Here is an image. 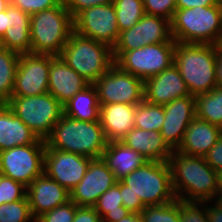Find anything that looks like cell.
Returning a JSON list of instances; mask_svg holds the SVG:
<instances>
[{
    "label": "cell",
    "instance_id": "f1b7e54d",
    "mask_svg": "<svg viewBox=\"0 0 222 222\" xmlns=\"http://www.w3.org/2000/svg\"><path fill=\"white\" fill-rule=\"evenodd\" d=\"M19 54L0 46V103L12 97Z\"/></svg>",
    "mask_w": 222,
    "mask_h": 222
},
{
    "label": "cell",
    "instance_id": "ab89813d",
    "mask_svg": "<svg viewBox=\"0 0 222 222\" xmlns=\"http://www.w3.org/2000/svg\"><path fill=\"white\" fill-rule=\"evenodd\" d=\"M120 195L123 205L131 213L140 214L146 207L138 196L128 190V186L122 180H120Z\"/></svg>",
    "mask_w": 222,
    "mask_h": 222
},
{
    "label": "cell",
    "instance_id": "52a82bcc",
    "mask_svg": "<svg viewBox=\"0 0 222 222\" xmlns=\"http://www.w3.org/2000/svg\"><path fill=\"white\" fill-rule=\"evenodd\" d=\"M121 180L145 206L163 205L177 199L168 162L147 161Z\"/></svg>",
    "mask_w": 222,
    "mask_h": 222
},
{
    "label": "cell",
    "instance_id": "7a4b0ae2",
    "mask_svg": "<svg viewBox=\"0 0 222 222\" xmlns=\"http://www.w3.org/2000/svg\"><path fill=\"white\" fill-rule=\"evenodd\" d=\"M46 148L80 154L91 159L102 158L107 146L100 121L85 122L63 115L45 140Z\"/></svg>",
    "mask_w": 222,
    "mask_h": 222
},
{
    "label": "cell",
    "instance_id": "681fc988",
    "mask_svg": "<svg viewBox=\"0 0 222 222\" xmlns=\"http://www.w3.org/2000/svg\"><path fill=\"white\" fill-rule=\"evenodd\" d=\"M117 222H143L141 215L137 213H130L126 217L122 218Z\"/></svg>",
    "mask_w": 222,
    "mask_h": 222
},
{
    "label": "cell",
    "instance_id": "d4e9b609",
    "mask_svg": "<svg viewBox=\"0 0 222 222\" xmlns=\"http://www.w3.org/2000/svg\"><path fill=\"white\" fill-rule=\"evenodd\" d=\"M102 159L117 180L123 179L148 161L121 141L108 142Z\"/></svg>",
    "mask_w": 222,
    "mask_h": 222
},
{
    "label": "cell",
    "instance_id": "e0dca14e",
    "mask_svg": "<svg viewBox=\"0 0 222 222\" xmlns=\"http://www.w3.org/2000/svg\"><path fill=\"white\" fill-rule=\"evenodd\" d=\"M163 107L165 119L160 134L168 146L176 150L182 142L188 125L196 116L195 96L172 100Z\"/></svg>",
    "mask_w": 222,
    "mask_h": 222
},
{
    "label": "cell",
    "instance_id": "5b68a950",
    "mask_svg": "<svg viewBox=\"0 0 222 222\" xmlns=\"http://www.w3.org/2000/svg\"><path fill=\"white\" fill-rule=\"evenodd\" d=\"M170 24L176 42L217 45L222 33L221 4L176 9Z\"/></svg>",
    "mask_w": 222,
    "mask_h": 222
},
{
    "label": "cell",
    "instance_id": "603a6c76",
    "mask_svg": "<svg viewBox=\"0 0 222 222\" xmlns=\"http://www.w3.org/2000/svg\"><path fill=\"white\" fill-rule=\"evenodd\" d=\"M136 105L125 103L103 104L100 124L108 142L121 141L134 128Z\"/></svg>",
    "mask_w": 222,
    "mask_h": 222
},
{
    "label": "cell",
    "instance_id": "74e56055",
    "mask_svg": "<svg viewBox=\"0 0 222 222\" xmlns=\"http://www.w3.org/2000/svg\"><path fill=\"white\" fill-rule=\"evenodd\" d=\"M145 14L172 20L177 9L176 0H143Z\"/></svg>",
    "mask_w": 222,
    "mask_h": 222
},
{
    "label": "cell",
    "instance_id": "7bdbcfd3",
    "mask_svg": "<svg viewBox=\"0 0 222 222\" xmlns=\"http://www.w3.org/2000/svg\"><path fill=\"white\" fill-rule=\"evenodd\" d=\"M73 222H102L94 207L78 206Z\"/></svg>",
    "mask_w": 222,
    "mask_h": 222
},
{
    "label": "cell",
    "instance_id": "bcb514c9",
    "mask_svg": "<svg viewBox=\"0 0 222 222\" xmlns=\"http://www.w3.org/2000/svg\"><path fill=\"white\" fill-rule=\"evenodd\" d=\"M206 203L207 217L209 222H222V207H220L214 201H207Z\"/></svg>",
    "mask_w": 222,
    "mask_h": 222
},
{
    "label": "cell",
    "instance_id": "7402d4cb",
    "mask_svg": "<svg viewBox=\"0 0 222 222\" xmlns=\"http://www.w3.org/2000/svg\"><path fill=\"white\" fill-rule=\"evenodd\" d=\"M30 144H46L39 139L6 103H0V151Z\"/></svg>",
    "mask_w": 222,
    "mask_h": 222
},
{
    "label": "cell",
    "instance_id": "83f0119b",
    "mask_svg": "<svg viewBox=\"0 0 222 222\" xmlns=\"http://www.w3.org/2000/svg\"><path fill=\"white\" fill-rule=\"evenodd\" d=\"M196 116L222 128V87L195 96Z\"/></svg>",
    "mask_w": 222,
    "mask_h": 222
},
{
    "label": "cell",
    "instance_id": "d6a6232c",
    "mask_svg": "<svg viewBox=\"0 0 222 222\" xmlns=\"http://www.w3.org/2000/svg\"><path fill=\"white\" fill-rule=\"evenodd\" d=\"M140 215L143 222H180L179 199L163 205L146 206Z\"/></svg>",
    "mask_w": 222,
    "mask_h": 222
},
{
    "label": "cell",
    "instance_id": "60d3db41",
    "mask_svg": "<svg viewBox=\"0 0 222 222\" xmlns=\"http://www.w3.org/2000/svg\"><path fill=\"white\" fill-rule=\"evenodd\" d=\"M62 2L74 18L79 12L86 8L110 4L113 0H62Z\"/></svg>",
    "mask_w": 222,
    "mask_h": 222
},
{
    "label": "cell",
    "instance_id": "ac0fdd59",
    "mask_svg": "<svg viewBox=\"0 0 222 222\" xmlns=\"http://www.w3.org/2000/svg\"><path fill=\"white\" fill-rule=\"evenodd\" d=\"M186 96L191 94L174 64L144 81V100L148 103L165 105Z\"/></svg>",
    "mask_w": 222,
    "mask_h": 222
},
{
    "label": "cell",
    "instance_id": "6da1fadb",
    "mask_svg": "<svg viewBox=\"0 0 222 222\" xmlns=\"http://www.w3.org/2000/svg\"><path fill=\"white\" fill-rule=\"evenodd\" d=\"M168 163L177 199L197 202L215 200L220 190V175L205 161V157L173 150Z\"/></svg>",
    "mask_w": 222,
    "mask_h": 222
},
{
    "label": "cell",
    "instance_id": "8992f818",
    "mask_svg": "<svg viewBox=\"0 0 222 222\" xmlns=\"http://www.w3.org/2000/svg\"><path fill=\"white\" fill-rule=\"evenodd\" d=\"M60 57L90 84H94L114 64L112 48L73 32Z\"/></svg>",
    "mask_w": 222,
    "mask_h": 222
},
{
    "label": "cell",
    "instance_id": "9a60e30c",
    "mask_svg": "<svg viewBox=\"0 0 222 222\" xmlns=\"http://www.w3.org/2000/svg\"><path fill=\"white\" fill-rule=\"evenodd\" d=\"M92 160L80 154L46 148L44 173L70 192L81 182Z\"/></svg>",
    "mask_w": 222,
    "mask_h": 222
},
{
    "label": "cell",
    "instance_id": "277c9868",
    "mask_svg": "<svg viewBox=\"0 0 222 222\" xmlns=\"http://www.w3.org/2000/svg\"><path fill=\"white\" fill-rule=\"evenodd\" d=\"M74 32L71 13L61 1L57 6L31 15V53L60 56Z\"/></svg>",
    "mask_w": 222,
    "mask_h": 222
},
{
    "label": "cell",
    "instance_id": "8d00e7d4",
    "mask_svg": "<svg viewBox=\"0 0 222 222\" xmlns=\"http://www.w3.org/2000/svg\"><path fill=\"white\" fill-rule=\"evenodd\" d=\"M0 194L3 204L15 202L26 196L27 187L0 174Z\"/></svg>",
    "mask_w": 222,
    "mask_h": 222
},
{
    "label": "cell",
    "instance_id": "ee69618b",
    "mask_svg": "<svg viewBox=\"0 0 222 222\" xmlns=\"http://www.w3.org/2000/svg\"><path fill=\"white\" fill-rule=\"evenodd\" d=\"M31 15L21 9L9 5V26H30Z\"/></svg>",
    "mask_w": 222,
    "mask_h": 222
},
{
    "label": "cell",
    "instance_id": "c3c4849f",
    "mask_svg": "<svg viewBox=\"0 0 222 222\" xmlns=\"http://www.w3.org/2000/svg\"><path fill=\"white\" fill-rule=\"evenodd\" d=\"M9 6L5 11L0 12V39L4 36L7 28H9Z\"/></svg>",
    "mask_w": 222,
    "mask_h": 222
},
{
    "label": "cell",
    "instance_id": "484cf974",
    "mask_svg": "<svg viewBox=\"0 0 222 222\" xmlns=\"http://www.w3.org/2000/svg\"><path fill=\"white\" fill-rule=\"evenodd\" d=\"M64 115L85 121H100V103L98 101L97 89L93 84L79 91L68 102L63 105Z\"/></svg>",
    "mask_w": 222,
    "mask_h": 222
},
{
    "label": "cell",
    "instance_id": "f907efd6",
    "mask_svg": "<svg viewBox=\"0 0 222 222\" xmlns=\"http://www.w3.org/2000/svg\"><path fill=\"white\" fill-rule=\"evenodd\" d=\"M9 5H10L9 0H0V12L5 11Z\"/></svg>",
    "mask_w": 222,
    "mask_h": 222
},
{
    "label": "cell",
    "instance_id": "4316f807",
    "mask_svg": "<svg viewBox=\"0 0 222 222\" xmlns=\"http://www.w3.org/2000/svg\"><path fill=\"white\" fill-rule=\"evenodd\" d=\"M102 218V222H117L129 215L120 195V180L101 195L93 206Z\"/></svg>",
    "mask_w": 222,
    "mask_h": 222
},
{
    "label": "cell",
    "instance_id": "7c38bea8",
    "mask_svg": "<svg viewBox=\"0 0 222 222\" xmlns=\"http://www.w3.org/2000/svg\"><path fill=\"white\" fill-rule=\"evenodd\" d=\"M73 22L75 33L105 43L111 48L119 37L113 3L86 8L73 18Z\"/></svg>",
    "mask_w": 222,
    "mask_h": 222
},
{
    "label": "cell",
    "instance_id": "836d02e7",
    "mask_svg": "<svg viewBox=\"0 0 222 222\" xmlns=\"http://www.w3.org/2000/svg\"><path fill=\"white\" fill-rule=\"evenodd\" d=\"M0 222H35L27 195L18 201L1 204Z\"/></svg>",
    "mask_w": 222,
    "mask_h": 222
},
{
    "label": "cell",
    "instance_id": "b9f144b4",
    "mask_svg": "<svg viewBox=\"0 0 222 222\" xmlns=\"http://www.w3.org/2000/svg\"><path fill=\"white\" fill-rule=\"evenodd\" d=\"M205 161L221 176L222 175V135L216 144L204 156Z\"/></svg>",
    "mask_w": 222,
    "mask_h": 222
},
{
    "label": "cell",
    "instance_id": "cb8c5ba5",
    "mask_svg": "<svg viewBox=\"0 0 222 222\" xmlns=\"http://www.w3.org/2000/svg\"><path fill=\"white\" fill-rule=\"evenodd\" d=\"M148 161L168 162L173 150L158 131L133 128L121 140Z\"/></svg>",
    "mask_w": 222,
    "mask_h": 222
},
{
    "label": "cell",
    "instance_id": "f35d334b",
    "mask_svg": "<svg viewBox=\"0 0 222 222\" xmlns=\"http://www.w3.org/2000/svg\"><path fill=\"white\" fill-rule=\"evenodd\" d=\"M10 5L27 14H34L57 6L62 0H9Z\"/></svg>",
    "mask_w": 222,
    "mask_h": 222
},
{
    "label": "cell",
    "instance_id": "f5cc1de1",
    "mask_svg": "<svg viewBox=\"0 0 222 222\" xmlns=\"http://www.w3.org/2000/svg\"><path fill=\"white\" fill-rule=\"evenodd\" d=\"M3 204V201H1V194H0V205Z\"/></svg>",
    "mask_w": 222,
    "mask_h": 222
},
{
    "label": "cell",
    "instance_id": "44dd1931",
    "mask_svg": "<svg viewBox=\"0 0 222 222\" xmlns=\"http://www.w3.org/2000/svg\"><path fill=\"white\" fill-rule=\"evenodd\" d=\"M221 135V127L195 116L188 125L181 144L175 151L190 156L204 157Z\"/></svg>",
    "mask_w": 222,
    "mask_h": 222
},
{
    "label": "cell",
    "instance_id": "2e32d148",
    "mask_svg": "<svg viewBox=\"0 0 222 222\" xmlns=\"http://www.w3.org/2000/svg\"><path fill=\"white\" fill-rule=\"evenodd\" d=\"M116 183L114 173L103 159H93L81 182L70 191V200L77 206L93 207L98 198Z\"/></svg>",
    "mask_w": 222,
    "mask_h": 222
},
{
    "label": "cell",
    "instance_id": "4fadbf2b",
    "mask_svg": "<svg viewBox=\"0 0 222 222\" xmlns=\"http://www.w3.org/2000/svg\"><path fill=\"white\" fill-rule=\"evenodd\" d=\"M50 55L19 54L12 97H28L48 92Z\"/></svg>",
    "mask_w": 222,
    "mask_h": 222
},
{
    "label": "cell",
    "instance_id": "e575fe53",
    "mask_svg": "<svg viewBox=\"0 0 222 222\" xmlns=\"http://www.w3.org/2000/svg\"><path fill=\"white\" fill-rule=\"evenodd\" d=\"M179 221L209 222L207 217V203L179 199Z\"/></svg>",
    "mask_w": 222,
    "mask_h": 222
},
{
    "label": "cell",
    "instance_id": "d590c367",
    "mask_svg": "<svg viewBox=\"0 0 222 222\" xmlns=\"http://www.w3.org/2000/svg\"><path fill=\"white\" fill-rule=\"evenodd\" d=\"M77 205L73 201L55 207L53 210L42 213L35 222H73Z\"/></svg>",
    "mask_w": 222,
    "mask_h": 222
},
{
    "label": "cell",
    "instance_id": "3957f363",
    "mask_svg": "<svg viewBox=\"0 0 222 222\" xmlns=\"http://www.w3.org/2000/svg\"><path fill=\"white\" fill-rule=\"evenodd\" d=\"M217 45L175 43L174 65L191 95L208 93L216 87Z\"/></svg>",
    "mask_w": 222,
    "mask_h": 222
},
{
    "label": "cell",
    "instance_id": "f6af8a7d",
    "mask_svg": "<svg viewBox=\"0 0 222 222\" xmlns=\"http://www.w3.org/2000/svg\"><path fill=\"white\" fill-rule=\"evenodd\" d=\"M220 4V0H176L177 9L205 7Z\"/></svg>",
    "mask_w": 222,
    "mask_h": 222
},
{
    "label": "cell",
    "instance_id": "816d5d0a",
    "mask_svg": "<svg viewBox=\"0 0 222 222\" xmlns=\"http://www.w3.org/2000/svg\"><path fill=\"white\" fill-rule=\"evenodd\" d=\"M217 48L222 51V33H221L220 39H219V41L217 43Z\"/></svg>",
    "mask_w": 222,
    "mask_h": 222
},
{
    "label": "cell",
    "instance_id": "8fae6325",
    "mask_svg": "<svg viewBox=\"0 0 222 222\" xmlns=\"http://www.w3.org/2000/svg\"><path fill=\"white\" fill-rule=\"evenodd\" d=\"M93 85L97 89L100 106L113 103L138 105L144 100V81L122 71L116 64Z\"/></svg>",
    "mask_w": 222,
    "mask_h": 222
},
{
    "label": "cell",
    "instance_id": "30bf717a",
    "mask_svg": "<svg viewBox=\"0 0 222 222\" xmlns=\"http://www.w3.org/2000/svg\"><path fill=\"white\" fill-rule=\"evenodd\" d=\"M46 144L16 146L0 151V174L28 187L44 173Z\"/></svg>",
    "mask_w": 222,
    "mask_h": 222
},
{
    "label": "cell",
    "instance_id": "7dc6e473",
    "mask_svg": "<svg viewBox=\"0 0 222 222\" xmlns=\"http://www.w3.org/2000/svg\"><path fill=\"white\" fill-rule=\"evenodd\" d=\"M215 75L216 87H222V51L220 49H217Z\"/></svg>",
    "mask_w": 222,
    "mask_h": 222
},
{
    "label": "cell",
    "instance_id": "d6986e66",
    "mask_svg": "<svg viewBox=\"0 0 222 222\" xmlns=\"http://www.w3.org/2000/svg\"><path fill=\"white\" fill-rule=\"evenodd\" d=\"M26 195L32 216L35 219L42 213L70 201V192L45 173L38 176L27 187Z\"/></svg>",
    "mask_w": 222,
    "mask_h": 222
},
{
    "label": "cell",
    "instance_id": "9c48e42d",
    "mask_svg": "<svg viewBox=\"0 0 222 222\" xmlns=\"http://www.w3.org/2000/svg\"><path fill=\"white\" fill-rule=\"evenodd\" d=\"M176 42L146 45L129 51H112L115 64L145 81L174 64Z\"/></svg>",
    "mask_w": 222,
    "mask_h": 222
},
{
    "label": "cell",
    "instance_id": "f546056e",
    "mask_svg": "<svg viewBox=\"0 0 222 222\" xmlns=\"http://www.w3.org/2000/svg\"><path fill=\"white\" fill-rule=\"evenodd\" d=\"M164 119L163 105H154L145 100L136 105L134 116L135 128L160 132Z\"/></svg>",
    "mask_w": 222,
    "mask_h": 222
},
{
    "label": "cell",
    "instance_id": "1f68e13d",
    "mask_svg": "<svg viewBox=\"0 0 222 222\" xmlns=\"http://www.w3.org/2000/svg\"><path fill=\"white\" fill-rule=\"evenodd\" d=\"M0 46L18 54L31 53L30 26H10L0 39Z\"/></svg>",
    "mask_w": 222,
    "mask_h": 222
},
{
    "label": "cell",
    "instance_id": "ba28073f",
    "mask_svg": "<svg viewBox=\"0 0 222 222\" xmlns=\"http://www.w3.org/2000/svg\"><path fill=\"white\" fill-rule=\"evenodd\" d=\"M6 104L39 139L46 140L64 115L63 105L50 93L11 97Z\"/></svg>",
    "mask_w": 222,
    "mask_h": 222
},
{
    "label": "cell",
    "instance_id": "ffe728a7",
    "mask_svg": "<svg viewBox=\"0 0 222 222\" xmlns=\"http://www.w3.org/2000/svg\"><path fill=\"white\" fill-rule=\"evenodd\" d=\"M90 83L69 67L60 56L50 55L48 93L62 105Z\"/></svg>",
    "mask_w": 222,
    "mask_h": 222
},
{
    "label": "cell",
    "instance_id": "5bb4252c",
    "mask_svg": "<svg viewBox=\"0 0 222 222\" xmlns=\"http://www.w3.org/2000/svg\"><path fill=\"white\" fill-rule=\"evenodd\" d=\"M164 42H176L171 35L170 20L145 14L133 27L119 33L112 51H129Z\"/></svg>",
    "mask_w": 222,
    "mask_h": 222
},
{
    "label": "cell",
    "instance_id": "4dcf8cb0",
    "mask_svg": "<svg viewBox=\"0 0 222 222\" xmlns=\"http://www.w3.org/2000/svg\"><path fill=\"white\" fill-rule=\"evenodd\" d=\"M119 32L130 29L145 15L143 0H113Z\"/></svg>",
    "mask_w": 222,
    "mask_h": 222
}]
</instances>
